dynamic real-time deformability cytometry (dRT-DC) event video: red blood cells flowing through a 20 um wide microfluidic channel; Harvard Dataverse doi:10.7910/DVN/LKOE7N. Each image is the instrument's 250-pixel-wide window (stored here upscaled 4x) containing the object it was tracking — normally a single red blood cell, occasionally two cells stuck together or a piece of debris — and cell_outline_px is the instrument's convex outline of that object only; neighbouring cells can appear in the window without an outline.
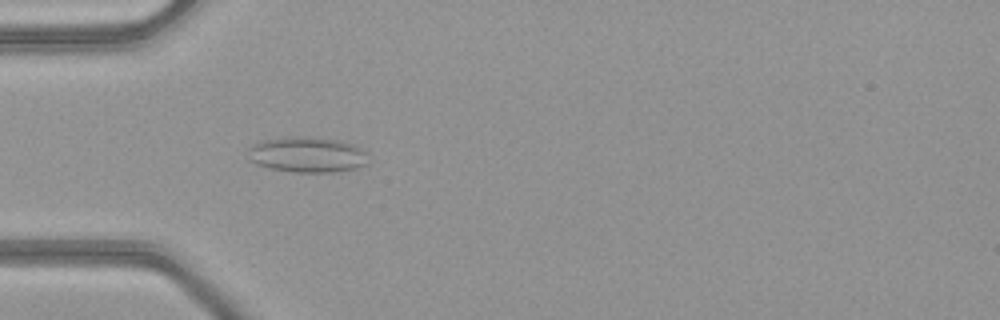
{"species": "common noctule bat (a hibernating species)", "species_latin": "Nyctalus noctula", "temperature_condition": "warm", "stored_images_in_passage": 50, "camera_frame_rate_fps": 3000, "um_per_image_px": 0.085, "animal": {"sex": "female", "body_mass_g": 21.9}, "frame": {"image": 1, "passage_image": 16, "time_ms": 5.0, "image_size_px": [1000, 320], "cell_outline_px": [[368, 164], [356, 168], [332, 172], [292, 172], [268, 168], [256, 164], [248, 160], [248, 148], [252, 144], [260, 140], [288, 136], [308, 136], [340, 140], [352, 144], [368, 152]], "centroid_in_image_um": [26.09, 13.13], "position_along_channel_um": 58.9, "area_um2": 25.49}}
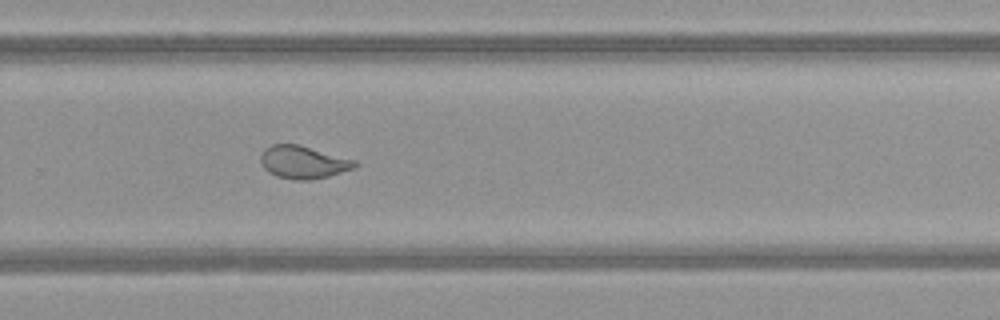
{"frame": {"image": 2, "passage_image": 34, "time_ms": 11.0, "image_size_px": [1000, 320], "cell_outline_px": [[360, 164], [356, 168], [328, 176], [308, 180], [292, 180], [276, 176], [268, 172], [260, 164], [260, 156], [264, 148], [272, 144], [300, 144], [356, 160]], "centroid_in_image_um": [25.78, 13.78], "position_along_channel_um": 304.0, "area_um2": 18.32}}
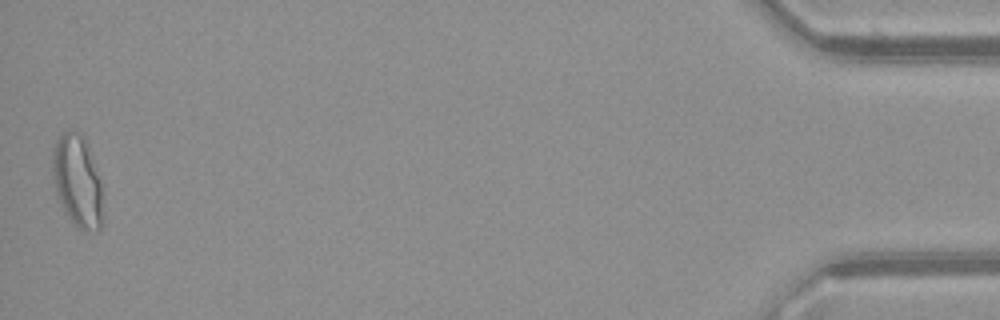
{"frame": {"image": 3, "passage_image": 50, "time_ms": 16.333, "image_size_px": [1000, 320], "cell_outline_px": [[104, 216], [100, 228], [96, 232], [76, 228], [72, 224], [64, 212], [60, 204], [56, 192], [52, 176], [52, 148], [56, 140], [68, 128], [72, 128], [80, 132], [84, 136], [100, 180]], "centroid_in_image_um": [6.57, 15.41], "position_along_channel_um": 428.6, "area_um2": 27.63}, "authors_computed_cell_mechanics": {"area_um2": 21.2993, "velocity_mm_per_s": 4.1341, "shape_relaxation_time_tau1_ms": null, "shape_relaxation_time_tau2_ms": 0.6093, "deformation_change_tau1": null, "deformation_change_tau2": 0.0635}}